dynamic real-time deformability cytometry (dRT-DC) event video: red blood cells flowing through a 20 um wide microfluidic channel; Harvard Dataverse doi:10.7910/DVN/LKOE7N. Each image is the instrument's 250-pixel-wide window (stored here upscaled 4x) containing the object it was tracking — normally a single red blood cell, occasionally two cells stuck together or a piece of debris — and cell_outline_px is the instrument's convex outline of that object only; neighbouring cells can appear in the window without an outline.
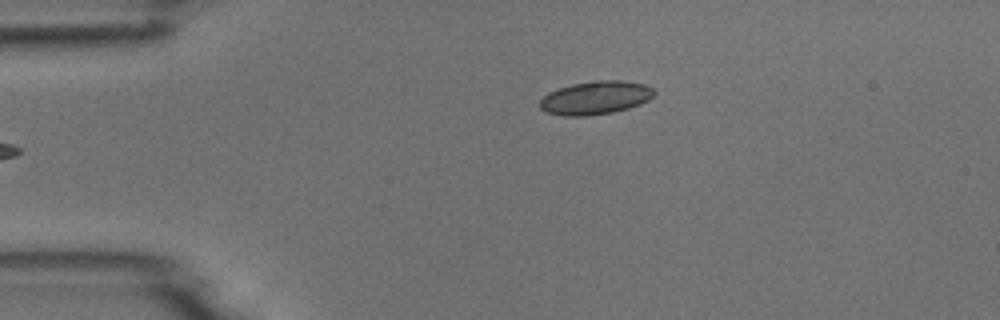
{"species": "common noctule bat (a hibernating species)", "species_latin": "Nyctalus noctula", "temperature_condition": "room temperature", "stored_images_in_passage": 5, "camera_frame_rate_fps": 3000, "um_per_image_px": 0.085, "animal": {"sex": "male", "body_mass_g": 18.8}, "frame": {"image": 1, "passage_image": 5, "time_ms": 5.667, "image_size_px": [1000, 320], "cell_outline_px": [[656, 92], [648, 100], [640, 104], [628, 108], [612, 112], [588, 116], [564, 116], [548, 112], [540, 108], [540, 100], [548, 92], [572, 84], [592, 80], [624, 80], [644, 84], [652, 88]], "centroid_in_image_um": [50.62, 8.3], "position_along_channel_um": 34.4, "area_um2": 22.2}}